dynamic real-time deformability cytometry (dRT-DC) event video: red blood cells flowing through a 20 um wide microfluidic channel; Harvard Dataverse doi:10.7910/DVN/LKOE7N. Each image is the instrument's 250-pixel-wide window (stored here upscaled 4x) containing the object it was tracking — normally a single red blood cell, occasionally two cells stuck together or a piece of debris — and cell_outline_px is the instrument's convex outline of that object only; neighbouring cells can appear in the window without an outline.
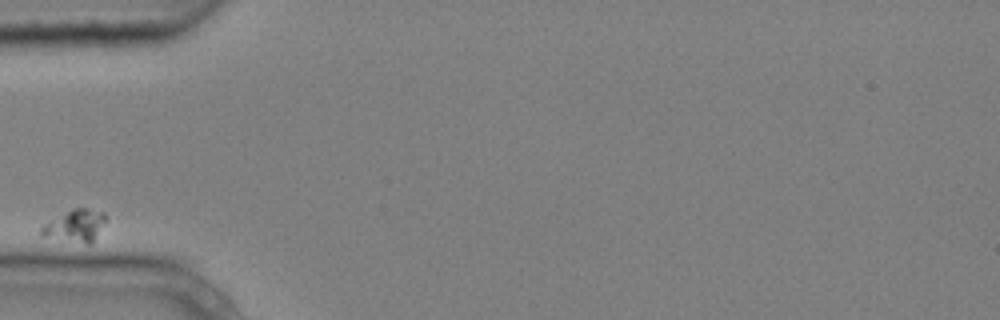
{"species": "common noctule bat (a hibernating species)", "species_latin": "Nyctalus noctula", "temperature_condition": "cold", "stored_images_in_passage": 3, "camera_frame_rate_fps": 3000, "um_per_image_px": 0.085, "animal": {"sex": "male", "body_mass_g": 20.4}, "frame": {"image": 1, "passage_image": 1, "time_ms": 0.0, "image_size_px": [1000, 320], "cell_outline_px": [[108, 220], [92, 244], [88, 244], [44, 236], [40, 232], [40, 228], [44, 224], [72, 208], [84, 208], [104, 212], [108, 216]], "centroid_in_image_um": [6.48, 19.18], "position_along_channel_um": 78.5, "area_um2": 12.14}}